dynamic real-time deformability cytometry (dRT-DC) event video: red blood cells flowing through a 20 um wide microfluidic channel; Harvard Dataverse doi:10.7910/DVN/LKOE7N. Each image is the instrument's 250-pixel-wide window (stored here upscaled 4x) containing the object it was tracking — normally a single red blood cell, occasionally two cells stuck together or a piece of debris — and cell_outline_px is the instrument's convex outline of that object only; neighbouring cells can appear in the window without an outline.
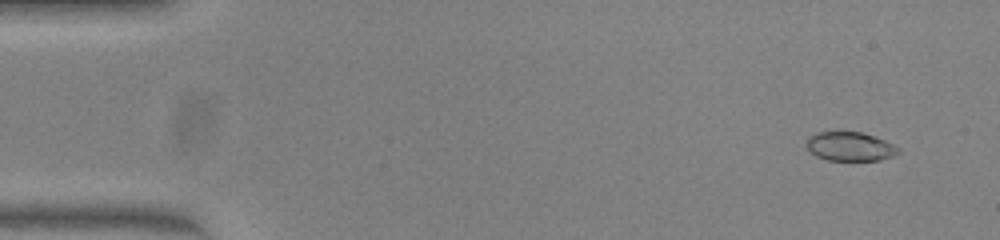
{"species": "common noctule bat (a hibernating species)", "species_latin": "Nyctalus noctula", "temperature_condition": "warm", "stored_images_in_passage": 51, "camera_frame_rate_fps": 3000, "um_per_image_px": 0.085, "animal": {"sex": "female", "body_mass_g": 23.0, "forearm_length_mm": 53.4}, "frame": {"image": 1, "passage_image": 4, "time_ms": 1.0, "image_size_px": [1000, 240], "cell_outline_px": [[900, 152], [892, 156], [880, 160], [828, 160], [816, 156], [804, 144], [808, 136], [816, 132], [860, 132], [884, 140], [900, 148]], "centroid_in_image_um": [72.22, 12.45], "position_along_channel_um": 12.8, "area_um2": 15.43}}
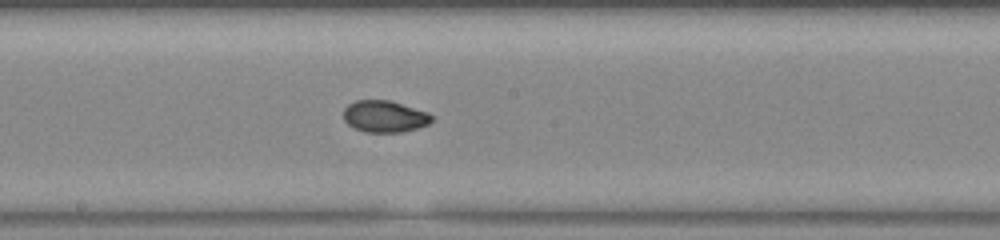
{"frame": {"image": 2, "passage_image": 28, "time_ms": 9.0, "image_size_px": [1000, 240], "cell_outline_px": [[432, 120], [428, 124], [416, 128], [400, 132], [364, 132], [352, 128], [344, 120], [344, 108], [348, 104], [356, 100], [388, 100], [428, 112], [432, 116]], "centroid_in_image_um": [32.65, 9.9], "position_along_channel_um": 215.5, "area_um2": 16.24}}
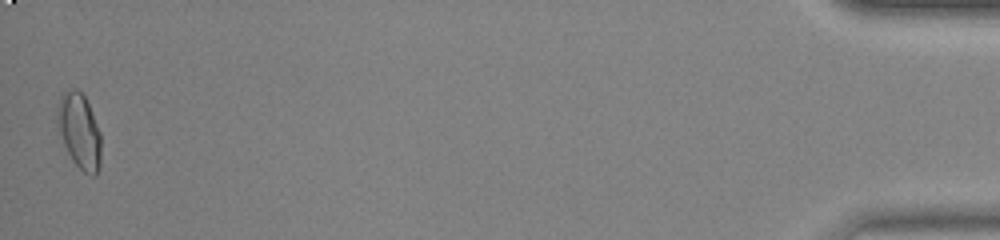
{"frame": {"image": 3, "passage_image": 51, "time_ms": 16.667, "image_size_px": [1000, 240], "cell_outline_px": [[100, 168], [92, 176], [84, 172], [72, 160], [64, 144], [56, 120], [56, 108], [60, 96], [64, 92], [72, 88], [76, 88], [84, 96], [88, 104], [100, 132]], "centroid_in_image_um": [6.73, 11.11], "position_along_channel_um": 428.5, "area_um2": 18.96}, "authors_computed_cell_mechanics": {"area_um2": 16.6464, "velocity_mm_per_s": 4.0323, "shape_relaxation_time_tau1_ms": 7.0026, "shape_relaxation_time_tau2_ms": 1.5141, "deformation_change_tau1": 0.1788, "deformation_change_tau2": 0.0403}}